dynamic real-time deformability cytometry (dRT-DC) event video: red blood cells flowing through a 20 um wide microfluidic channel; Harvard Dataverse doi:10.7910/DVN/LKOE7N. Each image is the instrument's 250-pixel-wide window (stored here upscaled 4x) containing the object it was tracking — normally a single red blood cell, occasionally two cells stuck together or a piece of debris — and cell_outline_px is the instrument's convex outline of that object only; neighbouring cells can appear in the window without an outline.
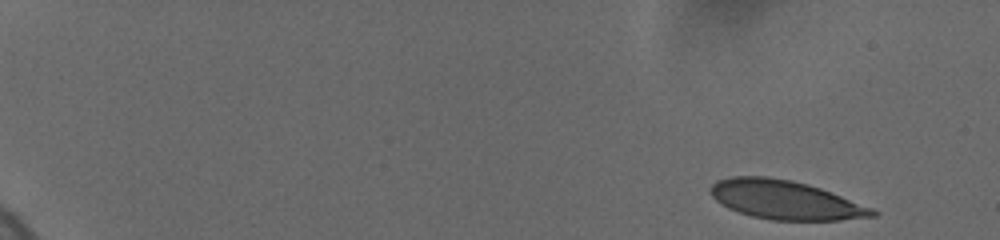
{"species": "human", "species_latin": "Homo sapiens", "temperature_condition": "cold", "stored_images_in_passage": 19, "camera_frame_rate_fps": 3000, "um_per_image_px": 0.085, "donor": {"sex": "female"}, "frame": {"image": 1, "passage_image": 1, "time_ms": 0.0, "image_size_px": [1000, 240], "cell_outline_px": [[880, 212], [876, 216], [840, 220], [772, 220], [752, 216], [728, 208], [716, 200], [708, 192], [708, 188], [716, 180], [732, 176], [768, 176], [792, 180], [808, 184], [820, 188], [872, 208]], "centroid_in_image_um": [66.71, 16.98], "position_along_channel_um": 18.3, "area_um2": 36.7}}
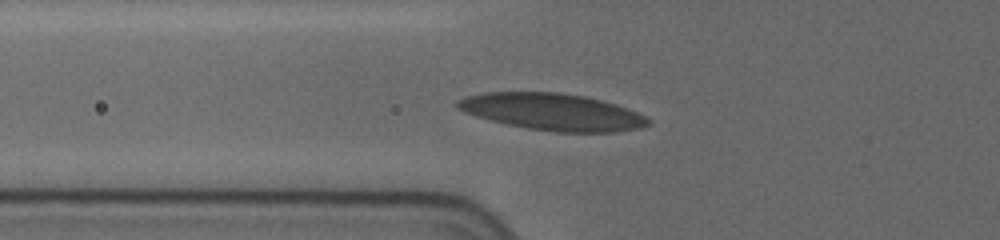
{"frame": {"image": 2, "passage_image": 12, "time_ms": 6.333, "image_size_px": [1000, 240], "cell_outline_px": [[652, 124], [640, 128], [616, 132], [556, 132], [528, 128], [508, 124], [476, 116], [464, 112], [456, 108], [456, 100], [464, 96], [484, 92], [560, 92], [584, 96], [616, 104], [628, 108], [652, 120]], "centroid_in_image_um": [46.96, 9.5], "position_along_channel_um": 78.8, "area_um2": 41.04}}
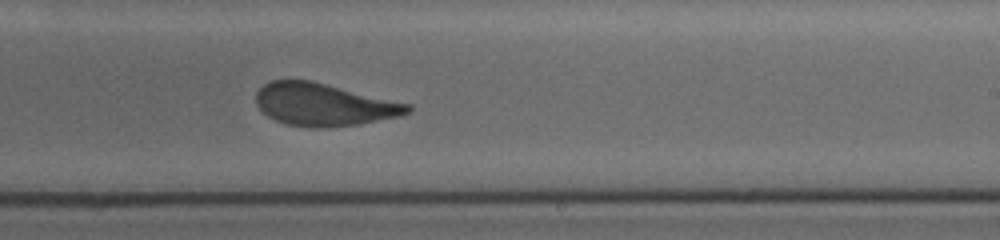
{"frame": {"image": 3, "passage_image": 19, "time_ms": 11.333, "image_size_px": [1000, 240], "cell_outline_px": [[412, 108], [408, 112], [400, 116], [356, 124], [328, 128], [308, 128], [288, 124], [276, 120], [268, 116], [256, 104], [256, 92], [264, 84], [272, 80], [312, 80], [412, 104]], "centroid_in_image_um": [27.53, 8.88], "position_along_channel_um": 261.5, "area_um2": 37.63}}